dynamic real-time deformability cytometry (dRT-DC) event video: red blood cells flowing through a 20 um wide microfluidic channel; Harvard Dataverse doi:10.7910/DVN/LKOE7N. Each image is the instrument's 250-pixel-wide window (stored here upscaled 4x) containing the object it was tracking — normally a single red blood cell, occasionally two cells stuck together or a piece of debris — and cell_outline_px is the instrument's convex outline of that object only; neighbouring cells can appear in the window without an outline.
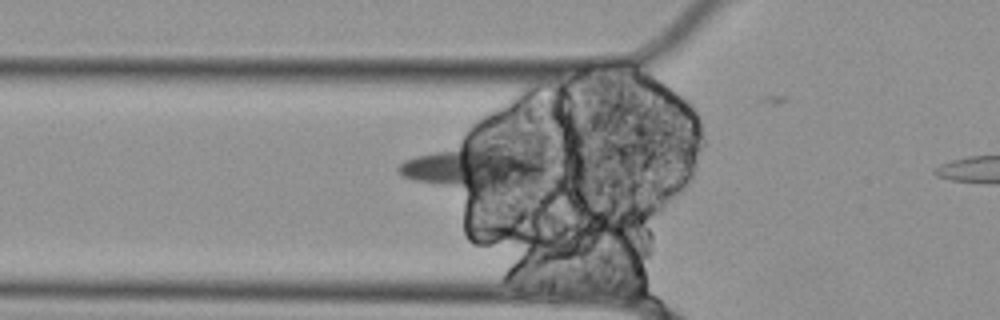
{"species": "Egyptian fruit bat (a non-hibernating species)", "species_latin": "Rousettus aegyptiacus", "temperature_condition": "cold", "stored_images_in_passage": 14, "camera_frame_rate_fps": 3000, "um_per_image_px": 0.085, "animal": {"sex": "female"}, "frame": {"image": 1, "passage_image": 12, "time_ms": 3.667, "image_size_px": [1000, 320], "cell_outline_px": [[552, 168], [540, 180], [468, 188], [464, 188], [436, 184], [416, 180], [400, 176], [396, 168], [404, 160], [464, 136], [492, 144], [544, 160], [552, 164]], "centroid_in_image_um": [40.2, 14.05], "position_along_channel_um": 85.6, "area_um2": 37.28}}